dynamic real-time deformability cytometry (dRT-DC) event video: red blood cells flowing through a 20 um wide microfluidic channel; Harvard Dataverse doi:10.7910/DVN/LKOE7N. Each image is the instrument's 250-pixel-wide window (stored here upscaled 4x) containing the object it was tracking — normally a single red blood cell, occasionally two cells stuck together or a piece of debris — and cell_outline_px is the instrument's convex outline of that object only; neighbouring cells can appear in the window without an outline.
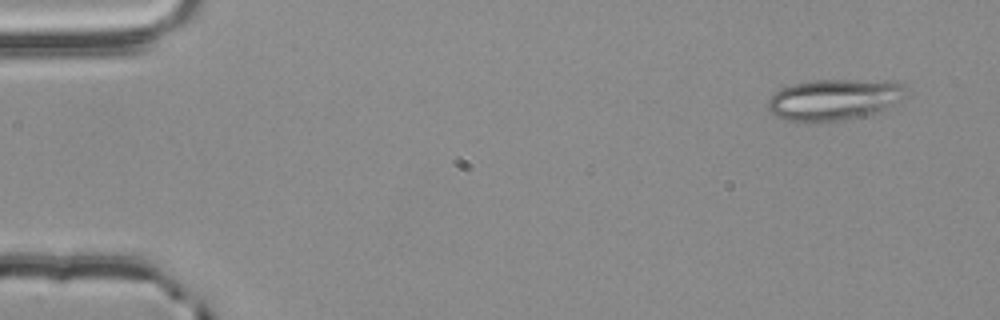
{"species": "common noctule bat (a hibernating species)", "species_latin": "Nyctalus noctula", "temperature_condition": "room temperature", "stored_images_in_passage": 3, "camera_frame_rate_fps": 3000, "um_per_image_px": 0.085, "animal": {"sex": "male", "body_mass_g": 20.4}, "frame": {"image": 1, "passage_image": 1, "time_ms": 0.0, "image_size_px": [1000, 320], "cell_outline_px": [[908, 96], [904, 100], [884, 112], [864, 116], [840, 120], [808, 124], [800, 124], [784, 120], [776, 116], [768, 108], [768, 100], [780, 88], [792, 84], [812, 80], [888, 80], [904, 84], [908, 88]], "centroid_in_image_um": [71.0, 8.49], "position_along_channel_um": 14.0, "area_um2": 34.51}}